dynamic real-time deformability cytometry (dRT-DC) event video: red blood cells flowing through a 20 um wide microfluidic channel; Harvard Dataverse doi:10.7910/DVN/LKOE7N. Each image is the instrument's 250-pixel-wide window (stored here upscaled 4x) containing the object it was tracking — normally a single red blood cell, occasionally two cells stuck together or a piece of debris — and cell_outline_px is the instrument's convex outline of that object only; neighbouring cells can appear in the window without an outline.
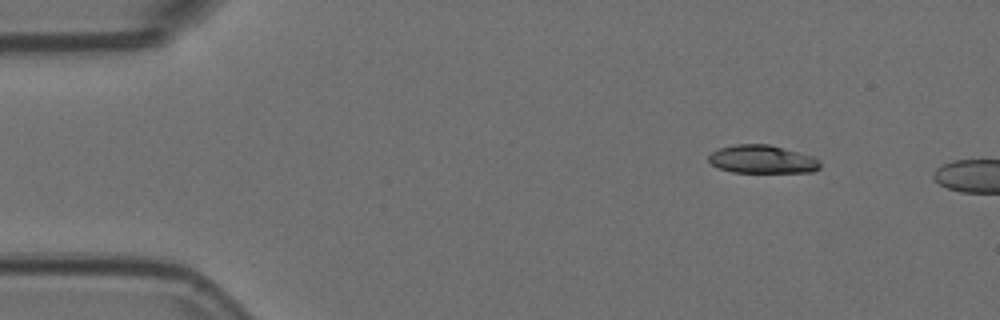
{"species": "Egyptian fruit bat (a non-hibernating species)", "species_latin": "Rousettus aegyptiacus", "temperature_condition": "room temperature", "stored_images_in_passage": 2, "camera_frame_rate_fps": 3000, "um_per_image_px": 0.085, "animal": {"sex": "female"}, "frame": {"image": 1, "passage_image": 2, "time_ms": 0.333, "image_size_px": [1000, 320], "cell_outline_px": [[820, 168], [812, 172], [732, 172], [720, 168], [712, 164], [708, 160], [708, 156], [712, 152], [720, 148], [732, 144], [768, 144], [800, 152], [812, 156], [820, 160]], "centroid_in_image_um": [64.8, 13.53], "position_along_channel_um": 20.2, "area_um2": 18.32}}